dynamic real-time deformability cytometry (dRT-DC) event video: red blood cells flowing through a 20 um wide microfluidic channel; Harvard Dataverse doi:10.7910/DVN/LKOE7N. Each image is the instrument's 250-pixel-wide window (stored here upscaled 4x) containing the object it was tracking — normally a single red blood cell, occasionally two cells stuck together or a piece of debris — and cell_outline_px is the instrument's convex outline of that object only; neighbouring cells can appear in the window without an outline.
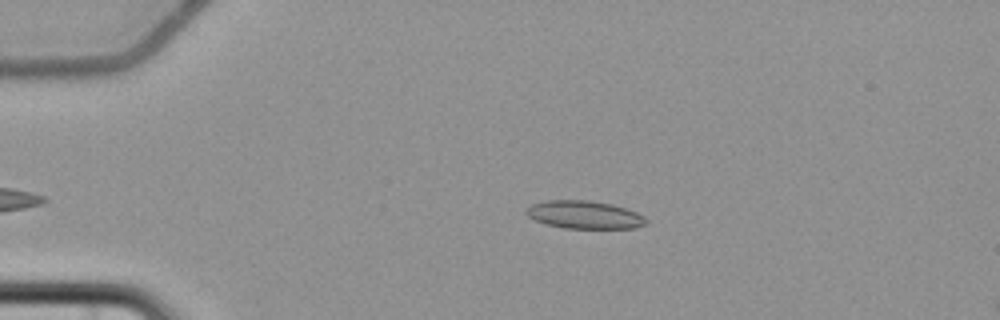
{"species": "common noctule bat (a hibernating species)", "species_latin": "Nyctalus noctula", "temperature_condition": "cold", "stored_images_in_passage": 6, "camera_frame_rate_fps": 3000, "um_per_image_px": 0.085, "animal": {"sex": "female", "body_mass_g": 22.7, "forearm_length_mm": 54.2}, "frame": {"image": 1, "passage_image": 1, "time_ms": 0.0, "image_size_px": [1000, 320], "cell_outline_px": [[648, 224], [636, 228], [564, 228], [548, 224], [536, 220], [528, 216], [524, 212], [532, 204], [548, 200], [588, 200], [612, 204], [636, 212], [644, 216], [648, 220]], "centroid_in_image_um": [49.71, 18.25], "position_along_channel_um": 35.3, "area_um2": 19.42}}
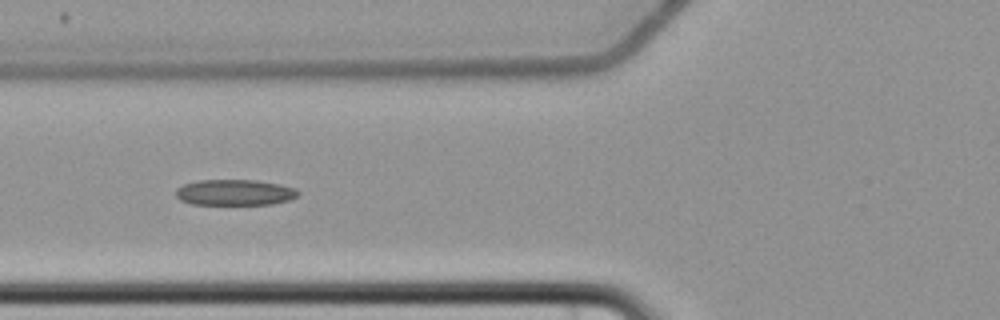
{"frame": {"image": 2, "passage_image": 3, "time_ms": 3.333, "image_size_px": [1000, 320], "cell_outline_px": [[300, 192], [296, 196], [288, 200], [272, 204], [192, 204], [180, 200], [176, 196], [176, 188], [184, 184], [200, 180], [256, 180], [280, 184], [296, 188]], "centroid_in_image_um": [19.95, 16.35], "position_along_channel_um": 105.8, "area_um2": 18.38}}
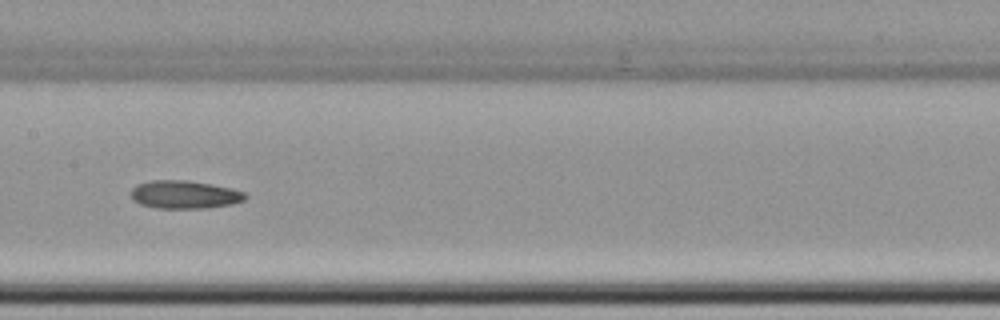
{"frame": {"image": 3, "passage_image": 5, "time_ms": 5.667, "image_size_px": [1000, 320], "cell_outline_px": [[248, 196], [244, 200], [232, 204], [208, 208], [156, 208], [140, 204], [132, 200], [132, 188], [136, 184], [152, 180], [188, 180], [212, 184], [232, 188], [244, 192]], "centroid_in_image_um": [15.69, 16.53], "position_along_channel_um": 191.7, "area_um2": 18.84}}